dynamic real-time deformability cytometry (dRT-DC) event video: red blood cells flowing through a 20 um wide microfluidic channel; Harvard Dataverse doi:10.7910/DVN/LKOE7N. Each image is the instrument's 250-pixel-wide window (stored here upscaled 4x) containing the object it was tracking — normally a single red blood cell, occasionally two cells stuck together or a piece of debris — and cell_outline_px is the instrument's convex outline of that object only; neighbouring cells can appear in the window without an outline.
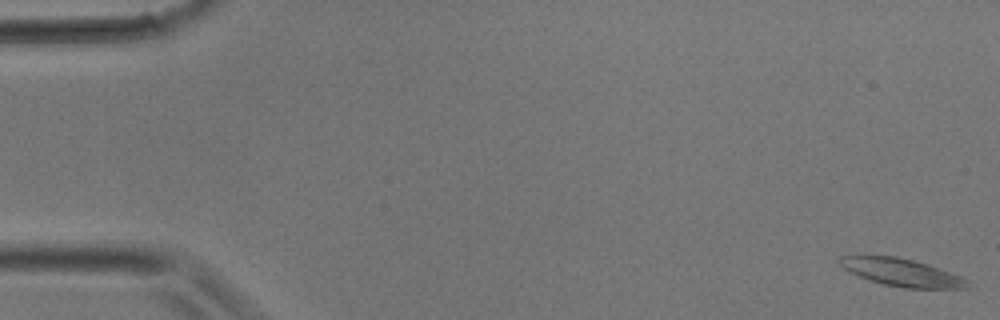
{"species": "common noctule bat (a hibernating species)", "species_latin": "Nyctalus noctula", "temperature_condition": "room temperature", "stored_images_in_passage": 3, "camera_frame_rate_fps": 3000, "um_per_image_px": 0.085, "animal": {"sex": "male", "body_mass_g": 17.9}, "frame": {"image": 1, "passage_image": 1, "time_ms": 0.0, "image_size_px": [1000, 320], "cell_outline_px": [[972, 280], [968, 288], [904, 288], [884, 284], [868, 280], [844, 268], [836, 260], [840, 256], [896, 256], [928, 264], [940, 268]], "centroid_in_image_um": [76.7, 23.16], "position_along_channel_um": 8.3, "area_um2": 20.52}}
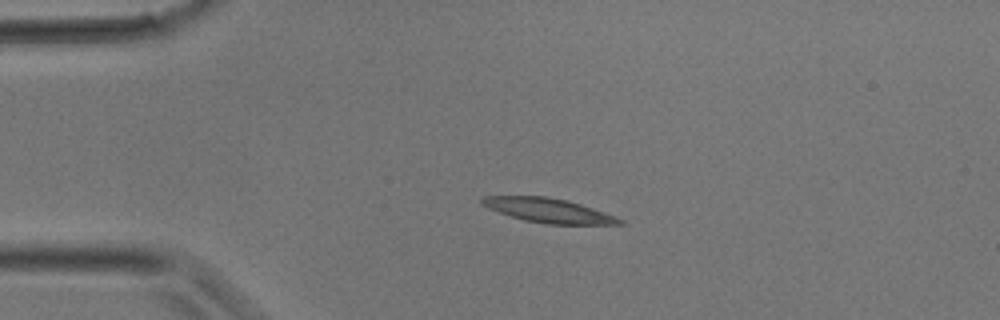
{"frame": {"image": 2, "passage_image": 3, "time_ms": 0.667, "image_size_px": [1000, 320], "cell_outline_px": [[624, 224], [548, 224], [524, 220], [488, 208], [480, 204], [480, 200], [484, 196], [544, 196], [568, 200], [616, 216], [624, 220]], "centroid_in_image_um": [46.62, 17.88], "position_along_channel_um": 38.4, "area_um2": 19.31}}